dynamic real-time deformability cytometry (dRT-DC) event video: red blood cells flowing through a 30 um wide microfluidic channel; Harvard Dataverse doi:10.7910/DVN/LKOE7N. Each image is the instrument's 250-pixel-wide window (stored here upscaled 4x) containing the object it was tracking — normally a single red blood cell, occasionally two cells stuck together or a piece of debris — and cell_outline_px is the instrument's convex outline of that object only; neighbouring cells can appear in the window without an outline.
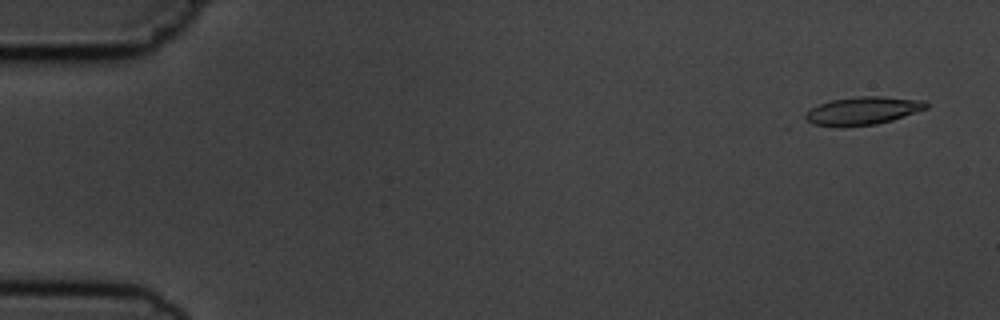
{"species": "common noctule bat (a hibernating species)", "species_latin": "Nyctalus noctula", "temperature_condition": "cold", "stored_images_in_passage": 3, "segment_of_instrument_passage": [2, 2], "camera_frame_rate_fps": 3000, "um_per_image_px": 0.085, "animal": {"sex": "male", "body_mass_g": 19.5, "forearm_length_mm": 54.6}, "frame": {"image": 1, "passage_image": 3, "time_ms": 2.333, "image_size_px": [1000, 320], "cell_outline_px": [[928, 108], [892, 120], [876, 124], [844, 128], [836, 128], [812, 124], [804, 120], [804, 112], [820, 104], [832, 100], [860, 96], [880, 96], [924, 100], [928, 104]], "centroid_in_image_um": [73.28, 9.44], "position_along_channel_um": 11.7, "area_um2": 20.06}}